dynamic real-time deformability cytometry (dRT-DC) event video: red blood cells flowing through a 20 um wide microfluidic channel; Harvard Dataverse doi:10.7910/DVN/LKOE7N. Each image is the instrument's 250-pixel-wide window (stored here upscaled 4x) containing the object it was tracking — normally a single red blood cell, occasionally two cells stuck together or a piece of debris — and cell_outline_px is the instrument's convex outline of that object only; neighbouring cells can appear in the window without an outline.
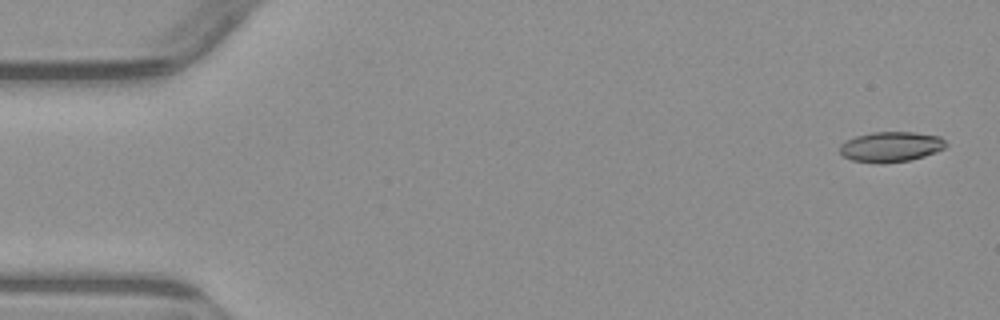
{"species": "common noctule bat (a hibernating species)", "species_latin": "Nyctalus noctula", "temperature_condition": "warm", "stored_images_in_passage": 7, "camera_frame_rate_fps": 3000, "um_per_image_px": 0.085, "animal": {"sex": "male", "body_mass_g": 23.1, "forearm_length_mm": 52.7}, "frame": {"image": 1, "passage_image": 1, "time_ms": 0.0, "image_size_px": [1000, 320], "cell_outline_px": [[948, 144], [944, 148], [936, 152], [924, 156], [908, 160], [884, 164], [880, 164], [852, 160], [844, 156], [840, 152], [840, 144], [844, 140], [856, 136], [872, 132], [916, 132], [940, 136]], "centroid_in_image_um": [75.72, 12.47], "position_along_channel_um": 9.3, "area_um2": 18.84}}
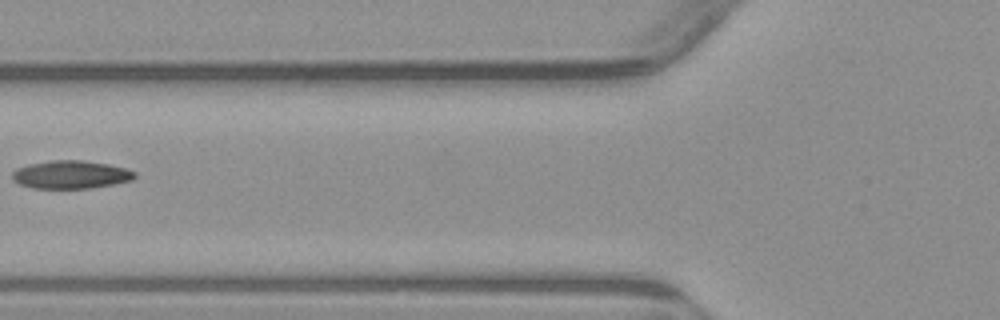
{"frame": {"image": 2, "passage_image": 6, "time_ms": 6.333, "image_size_px": [1000, 320], "cell_outline_px": [[136, 176], [132, 180], [92, 188], [32, 188], [20, 184], [12, 180], [12, 172], [16, 168], [28, 164], [52, 160], [84, 160], [108, 164], [124, 168], [136, 172]], "centroid_in_image_um": [5.99, 14.84], "position_along_channel_um": 119.8, "area_um2": 20.06}}
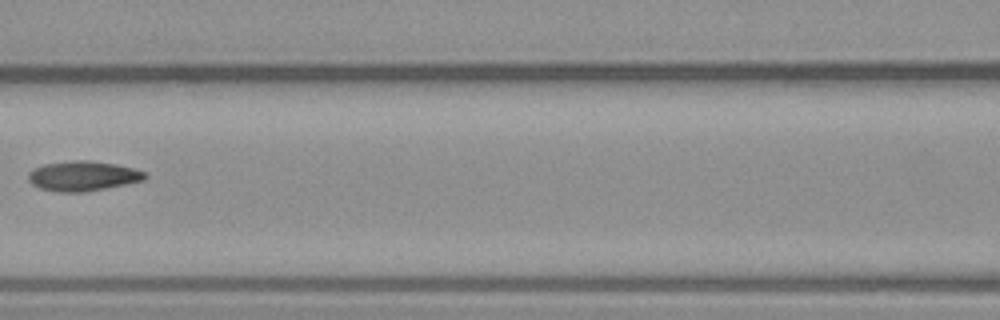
{"frame": {"image": 3, "passage_image": 7, "time_ms": 7.333, "image_size_px": [1000, 320], "cell_outline_px": [[148, 176], [144, 180], [84, 192], [56, 192], [40, 188], [32, 184], [28, 180], [28, 172], [32, 168], [44, 164], [72, 160], [88, 160], [116, 164], [132, 168], [144, 172]], "centroid_in_image_um": [7.0, 14.95], "position_along_channel_um": 159.6, "area_um2": 20.29}}